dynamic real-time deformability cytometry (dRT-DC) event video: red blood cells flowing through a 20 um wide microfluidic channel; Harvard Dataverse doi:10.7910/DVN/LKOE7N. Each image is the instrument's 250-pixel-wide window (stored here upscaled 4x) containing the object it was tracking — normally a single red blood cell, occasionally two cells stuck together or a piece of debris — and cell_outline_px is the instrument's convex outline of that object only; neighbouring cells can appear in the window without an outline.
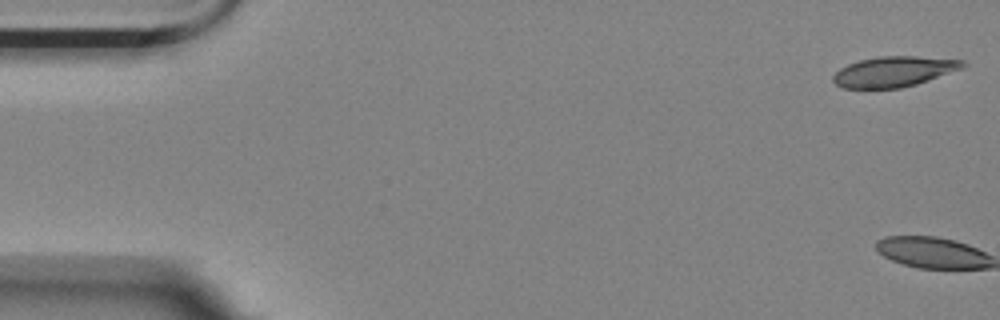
{"species": "Egyptian fruit bat (a non-hibernating species)", "species_latin": "Rousettus aegyptiacus", "temperature_condition": "room temperature", "stored_images_in_passage": 3, "camera_frame_rate_fps": 3000, "um_per_image_px": 0.085, "animal": {"sex": "female"}, "frame": {"image": 1, "passage_image": 1, "time_ms": 0.0, "image_size_px": [1000, 320], "cell_outline_px": [[968, 64], [964, 68], [916, 84], [900, 88], [844, 88], [836, 84], [832, 80], [832, 76], [840, 68], [848, 64], [860, 60], [880, 56], [916, 56], [964, 60]], "centroid_in_image_um": [76.01, 6.08], "position_along_channel_um": 9.0, "area_um2": 22.95}}